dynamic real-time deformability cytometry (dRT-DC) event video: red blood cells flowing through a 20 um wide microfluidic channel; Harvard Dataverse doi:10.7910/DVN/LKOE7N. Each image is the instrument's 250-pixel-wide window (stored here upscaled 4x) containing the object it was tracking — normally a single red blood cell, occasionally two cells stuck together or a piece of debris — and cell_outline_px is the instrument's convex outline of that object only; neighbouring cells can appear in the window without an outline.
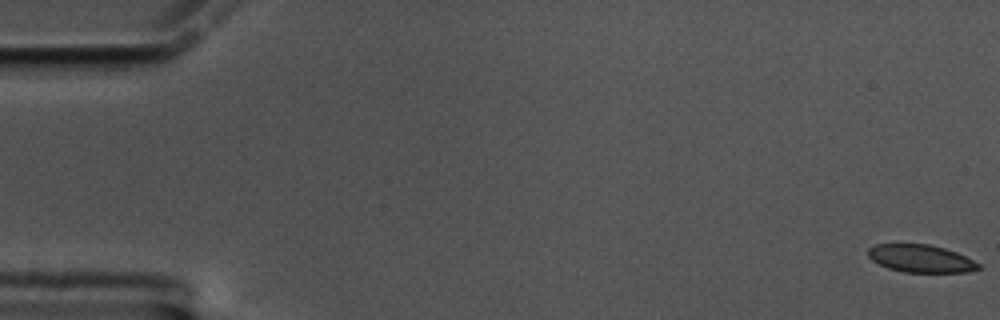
{"species": "common noctule bat (a hibernating species)", "species_latin": "Nyctalus noctula", "temperature_condition": "cold", "stored_images_in_passage": 60, "camera_frame_rate_fps": 3000, "um_per_image_px": 0.085, "animal": {"sex": "male", "body_mass_g": 17.5, "forearm_length_mm": 52.3}, "frame": {"image": 1, "passage_image": 1, "time_ms": 0.0, "image_size_px": [1000, 320], "cell_outline_px": [[980, 268], [968, 272], [904, 272], [888, 268], [872, 260], [868, 256], [868, 248], [876, 244], [928, 244], [944, 248], [956, 252], [980, 264]], "centroid_in_image_um": [78.25, 21.97], "position_along_channel_um": 6.8, "area_um2": 17.63}}
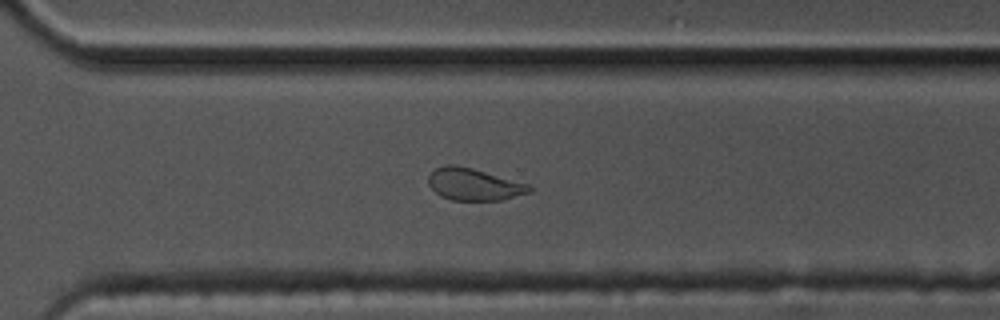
{"frame": {"image": 2, "passage_image": 43, "time_ms": 14.0, "image_size_px": [1000, 320], "cell_outline_px": [[532, 192], [504, 200], [452, 200], [440, 196], [428, 184], [428, 176], [436, 168], [448, 164], [456, 164], [472, 168], [532, 184]], "centroid_in_image_um": [40.34, 15.67], "position_along_channel_um": 330.3, "area_um2": 19.13}}
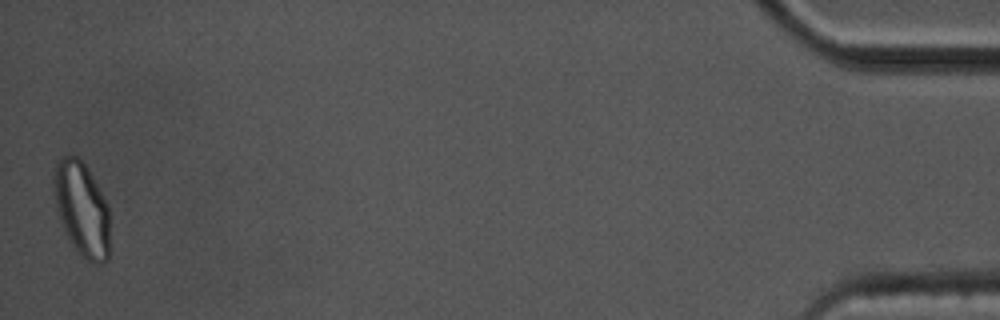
{"frame": {"image": 3, "passage_image": 60, "time_ms": 19.667, "image_size_px": [1000, 320], "cell_outline_px": [[108, 260], [104, 264], [96, 264], [80, 256], [72, 244], [60, 220], [56, 208], [52, 180], [52, 176], [56, 160], [64, 156], [76, 156], [84, 164], [108, 204]], "centroid_in_image_um": [6.93, 17.77], "position_along_channel_um": 428.3, "area_um2": 30.58}, "authors_computed_cell_mechanics": {"area_um2": 19.6231, "velocity_mm_per_s": 3.3567, "shape_relaxation_time_tau1_ms": 6.1137, "shape_relaxation_time_tau2_ms": 1.4925, "deformation_change_tau1": 0.1412, "deformation_change_tau2": 0.0685}}